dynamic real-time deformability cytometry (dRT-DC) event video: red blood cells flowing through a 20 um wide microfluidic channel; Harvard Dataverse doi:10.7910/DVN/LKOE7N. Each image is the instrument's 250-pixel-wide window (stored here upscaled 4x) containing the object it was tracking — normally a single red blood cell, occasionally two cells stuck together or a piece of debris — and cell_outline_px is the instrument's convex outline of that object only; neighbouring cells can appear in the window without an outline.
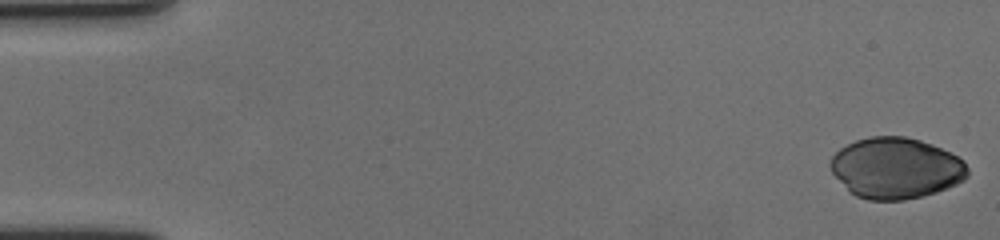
{"species": "human", "species_latin": "Homo sapiens", "temperature_condition": "cold", "stored_images_in_passage": 58, "camera_frame_rate_fps": 3000, "um_per_image_px": 0.085, "donor": {"sex": "female"}, "frame": {"image": 1, "passage_image": 1, "time_ms": 0.0, "image_size_px": [1000, 240], "cell_outline_px": [[968, 176], [964, 180], [956, 184], [936, 192], [924, 196], [904, 200], [868, 200], [856, 196], [848, 192], [832, 172], [828, 164], [832, 156], [840, 148], [856, 140], [868, 136], [904, 136], [920, 140], [932, 144], [964, 160], [968, 168]], "centroid_in_image_um": [76.13, 14.29], "position_along_channel_um": 8.9, "area_um2": 49.01}}
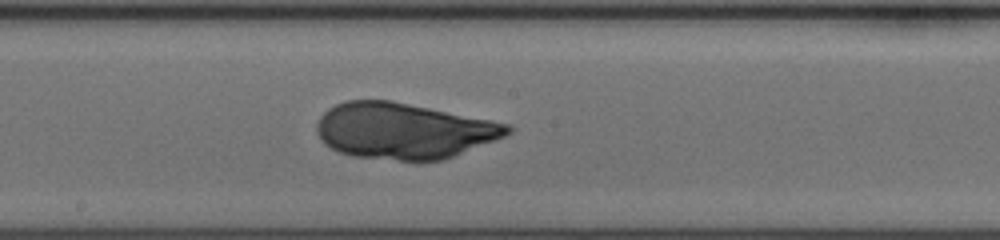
{"frame": {"image": 2, "passage_image": 32, "time_ms": 10.333, "image_size_px": [1000, 240], "cell_outline_px": [[516, 128], [512, 132], [496, 140], [444, 160], [400, 160], [352, 156], [340, 152], [324, 144], [320, 140], [316, 132], [316, 124], [320, 116], [328, 108], [344, 100], [392, 100], [512, 124]], "centroid_in_image_um": [34.33, 11.11], "position_along_channel_um": 213.9, "area_um2": 62.6}}
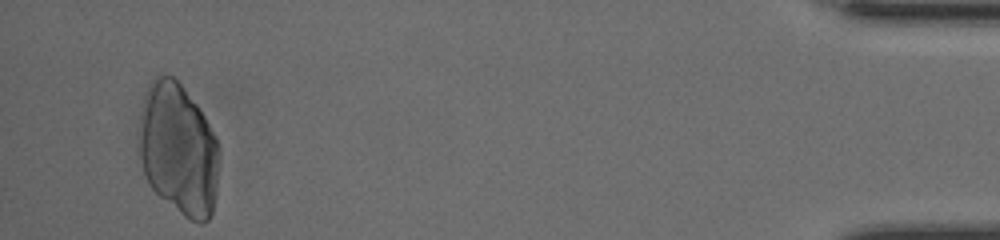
{"frame": {"image": 3, "passage_image": 56, "time_ms": 18.333, "image_size_px": [1000, 240], "cell_outline_px": [[220, 152], [216, 196], [212, 216], [204, 224], [200, 224], [184, 216], [160, 196], [148, 184], [144, 176], [136, 144], [136, 132], [140, 112], [144, 96], [148, 84], [160, 72], [172, 76], [180, 84], [196, 104], [204, 116], [216, 136]], "centroid_in_image_um": [15.13, 12.69], "position_along_channel_um": 420.1, "area_um2": 63.0}}